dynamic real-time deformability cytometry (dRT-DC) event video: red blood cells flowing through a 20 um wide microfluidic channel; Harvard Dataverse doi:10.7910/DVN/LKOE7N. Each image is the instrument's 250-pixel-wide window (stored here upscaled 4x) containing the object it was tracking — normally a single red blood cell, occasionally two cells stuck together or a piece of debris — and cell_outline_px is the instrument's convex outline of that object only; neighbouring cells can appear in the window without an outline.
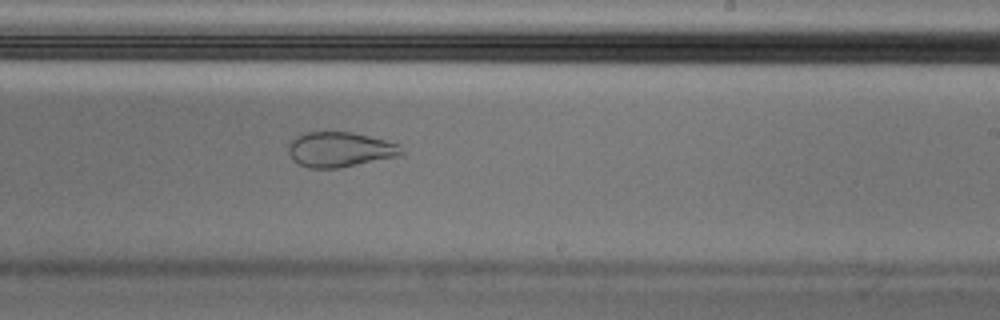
{"species": "Egyptian fruit bat (a non-hibernating species)", "species_latin": "Rousettus aegyptiacus", "temperature_condition": "cold", "stored_images_in_passage": 39, "camera_frame_rate_fps": 3000, "um_per_image_px": 0.085, "animal": {"sex": "male"}, "frame": {"image": 1, "passage_image": 17, "time_ms": 5.333, "image_size_px": [1000, 320], "cell_outline_px": [[404, 152], [400, 156], [340, 168], [308, 168], [292, 160], [288, 152], [288, 144], [296, 136], [304, 132], [352, 132], [400, 144]], "centroid_in_image_um": [28.89, 12.71], "position_along_channel_um": 260.1, "area_um2": 23.24}, "authors_computed_cell_mechanics": {"area_um2": 26.588, "velocity_mm_per_s": 3.5489, "shape_relaxation_time_tau1_ms": null, "shape_relaxation_time_tau2_ms": 1.4001, "deformation_change_tau1": null, "deformation_change_tau2": 0.0708}}